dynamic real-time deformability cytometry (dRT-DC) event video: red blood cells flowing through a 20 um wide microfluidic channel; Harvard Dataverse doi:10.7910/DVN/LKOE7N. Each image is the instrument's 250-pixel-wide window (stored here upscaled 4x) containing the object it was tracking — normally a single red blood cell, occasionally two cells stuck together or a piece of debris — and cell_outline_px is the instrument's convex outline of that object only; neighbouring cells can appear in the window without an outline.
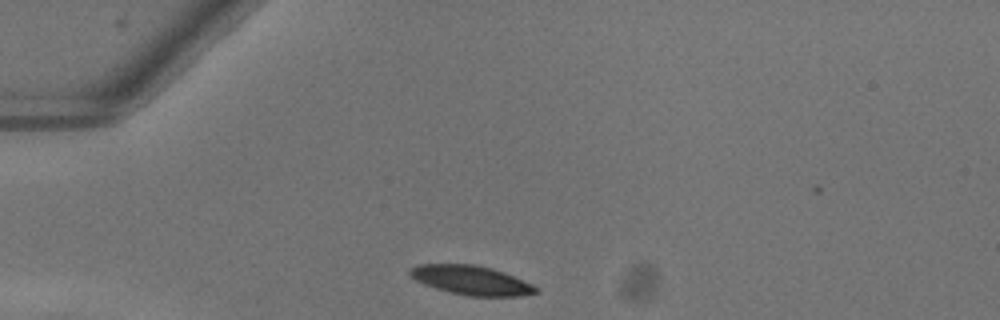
{"species": "common noctule bat (a hibernating species)", "species_latin": "Nyctalus noctula", "temperature_condition": "warm", "stored_images_in_passage": 39, "camera_frame_rate_fps": 3000, "um_per_image_px": 0.085, "animal": {"sex": "female"}, "frame": {"image": 1, "passage_image": 1, "time_ms": 0.0, "image_size_px": [1000, 320], "cell_outline_px": [[540, 292], [520, 296], [468, 296], [436, 288], [424, 284], [416, 280], [408, 272], [416, 264], [472, 264], [492, 268], [504, 272], [532, 284], [540, 288]], "centroid_in_image_um": [40.1, 23.82], "position_along_channel_um": 44.9, "area_um2": 21.33}}
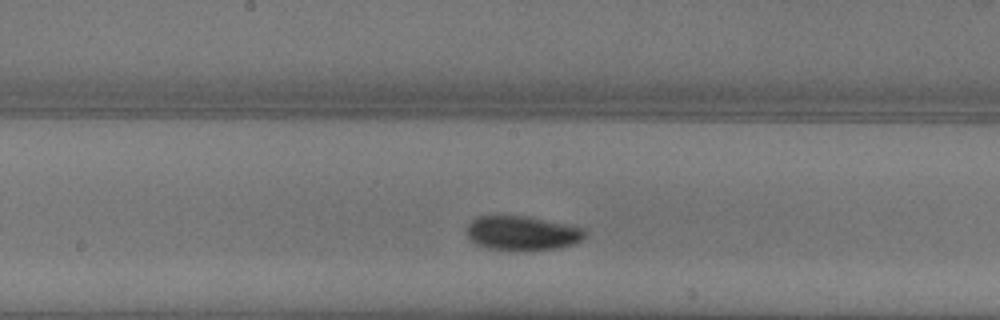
{"frame": {"image": 2, "passage_image": 15, "time_ms": 4.667, "image_size_px": [1000, 320], "cell_outline_px": [[588, 232], [576, 244], [560, 248], [512, 252], [484, 248], [468, 240], [464, 232], [468, 224], [476, 216], [528, 216], [584, 228]], "centroid_in_image_um": [44.33, 19.85], "position_along_channel_um": 203.9, "area_um2": 24.45}}
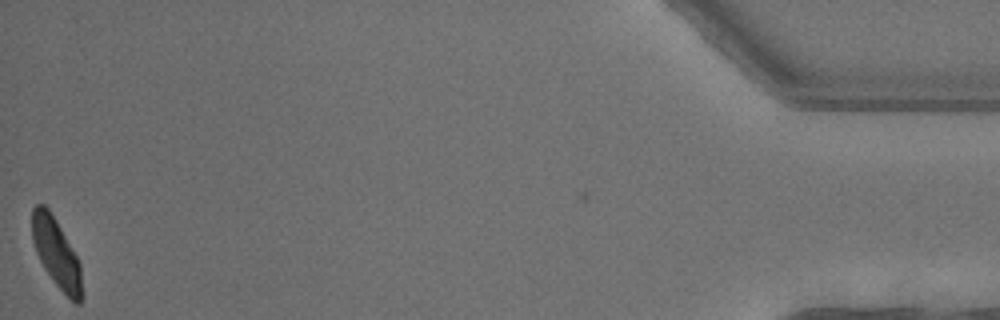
{"frame": {"image": 3, "passage_image": 39, "time_ms": 12.667, "image_size_px": [1000, 320], "cell_outline_px": [[84, 296], [80, 304], [76, 304], [56, 284], [44, 268], [36, 252], [32, 240], [32, 208], [36, 204], [44, 204], [48, 208], [56, 220], [76, 256], [80, 264]], "centroid_in_image_um": [4.8, 21.53], "position_along_channel_um": 430.4, "area_um2": 19.94}, "authors_computed_cell_mechanics": {"area_um2": 22.7154, "velocity_mm_per_s": 4.0129, "shape_relaxation_time_tau1_ms": 2.8916, "shape_relaxation_time_tau2_ms": null, "deformation_change_tau1": 0.1396, "deformation_change_tau2": null}}